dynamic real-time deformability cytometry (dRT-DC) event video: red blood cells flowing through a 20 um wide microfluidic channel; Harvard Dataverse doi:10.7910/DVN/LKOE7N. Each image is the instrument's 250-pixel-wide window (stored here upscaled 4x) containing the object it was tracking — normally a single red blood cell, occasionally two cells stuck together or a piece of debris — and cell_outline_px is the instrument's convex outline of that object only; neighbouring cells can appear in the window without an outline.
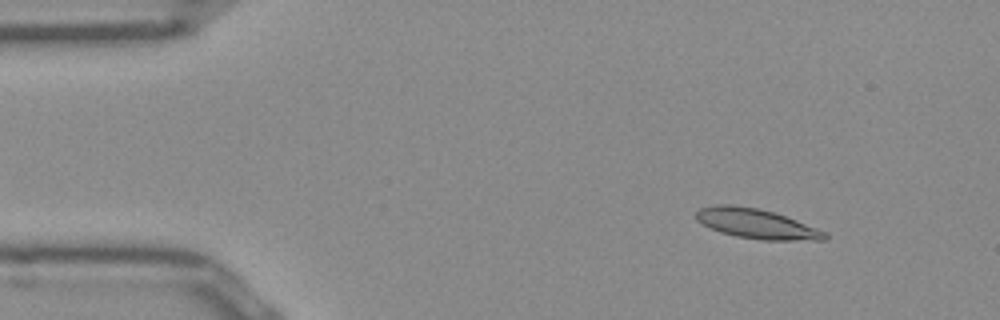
{"species": "Egyptian fruit bat (a non-hibernating species)", "species_latin": "Rousettus aegyptiacus", "temperature_condition": "room temperature", "stored_images_in_passage": 38, "camera_frame_rate_fps": 3000, "um_per_image_px": 0.085, "frame": {"image": 1, "passage_image": 5, "time_ms": 1.333, "image_size_px": [1000, 320], "cell_outline_px": [[828, 236], [824, 240], [764, 240], [736, 236], [720, 232], [696, 220], [696, 212], [700, 208], [716, 204], [732, 204], [756, 208], [772, 212], [796, 220], [828, 232]], "centroid_in_image_um": [64.31, 19.01], "position_along_channel_um": 20.7, "area_um2": 22.14}}
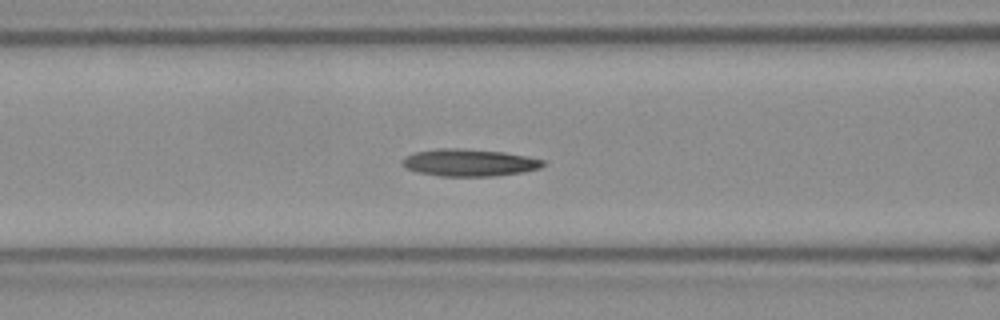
{"frame": {"image": 2, "passage_image": 19, "time_ms": 6.0, "image_size_px": [1000, 320], "cell_outline_px": [[548, 164], [540, 168], [524, 172], [492, 176], [440, 176], [416, 172], [408, 168], [404, 164], [404, 156], [416, 152], [440, 148], [460, 148], [504, 152], [544, 160]], "centroid_in_image_um": [39.93, 13.82], "position_along_channel_um": 126.7, "area_um2": 22.2}}
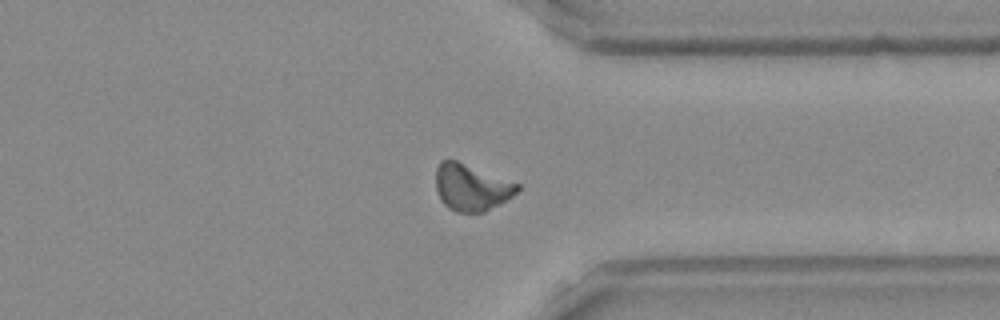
{"frame": {"image": 3, "passage_image": 38, "time_ms": 12.333, "image_size_px": [1000, 320], "cell_outline_px": [[520, 188], [512, 196], [500, 204], [484, 212], [456, 212], [448, 208], [440, 200], [436, 188], [436, 168], [440, 160], [456, 160], [520, 184]], "centroid_in_image_um": [40.05, 15.93], "position_along_channel_um": 371.4, "area_um2": 22.14}, "authors_computed_cell_mechanics": {"area_um2": 21.4149, "velocity_mm_per_s": 3.9164, "shape_relaxation_time_tau1_ms": null, "shape_relaxation_time_tau2_ms": 6.1638, "deformation_change_tau1": null, "deformation_change_tau2": 0.1554}}